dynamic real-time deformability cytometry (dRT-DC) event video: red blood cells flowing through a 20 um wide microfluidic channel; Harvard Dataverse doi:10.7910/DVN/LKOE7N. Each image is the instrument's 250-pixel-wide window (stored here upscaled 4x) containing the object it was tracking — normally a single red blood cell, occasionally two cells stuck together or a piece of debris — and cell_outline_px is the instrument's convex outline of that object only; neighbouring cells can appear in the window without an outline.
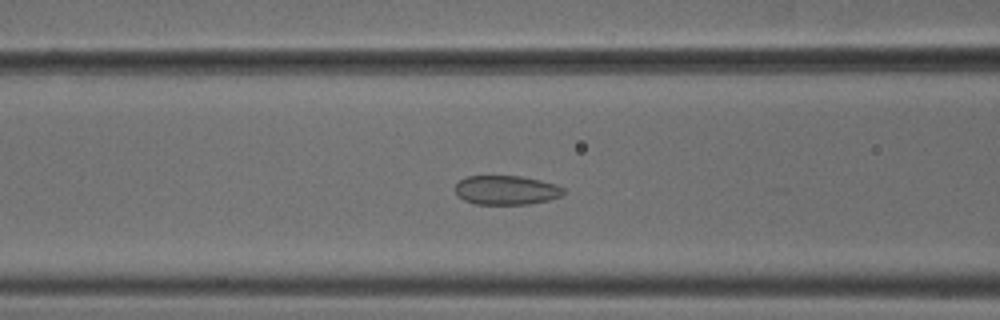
{"species": "common noctule bat (a hibernating species)", "species_latin": "Nyctalus noctula", "temperature_condition": "cold", "stored_images_in_passage": 21, "camera_frame_rate_fps": 3000, "um_per_image_px": 0.085, "animal": {"sex": "male", "body_mass_g": 18.8}, "frame": {"image": 1, "passage_image": 9, "time_ms": 2.667, "image_size_px": [1000, 320], "cell_outline_px": [[564, 192], [560, 196], [548, 200], [528, 204], [476, 204], [464, 200], [456, 192], [456, 184], [460, 180], [468, 176], [520, 176], [540, 180], [556, 184], [564, 188]], "centroid_in_image_um": [43.05, 16.16], "position_along_channel_um": 123.6, "area_um2": 18.26}}
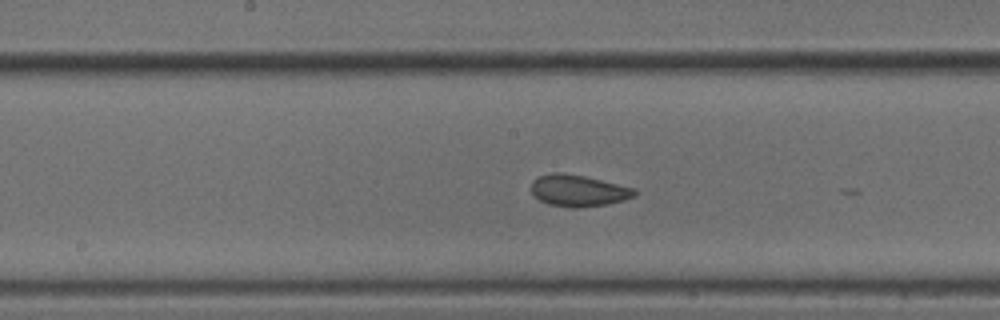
{"frame": {"image": 2, "passage_image": 15, "time_ms": 4.667, "image_size_px": [1000, 320], "cell_outline_px": [[636, 196], [624, 200], [608, 204], [576, 208], [572, 208], [548, 204], [540, 200], [532, 192], [532, 180], [540, 176], [552, 172], [564, 172], [584, 176], [636, 188]], "centroid_in_image_um": [49.18, 16.2], "position_along_channel_um": 199.0, "area_um2": 19.07}}
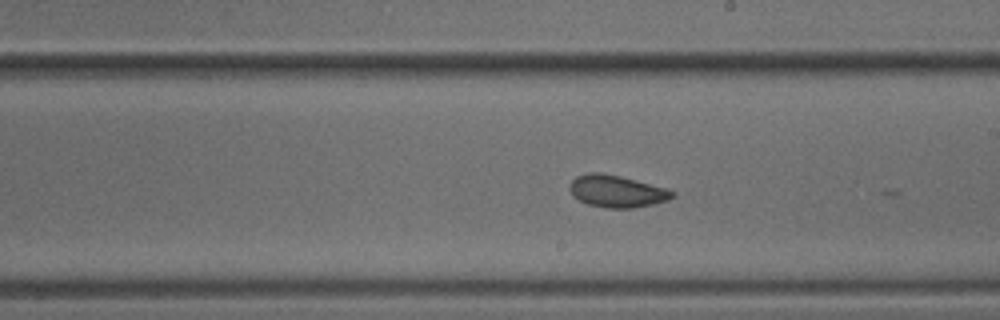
{"frame": {"image": 3, "passage_image": 18, "time_ms": 5.667, "image_size_px": [1000, 320], "cell_outline_px": [[676, 196], [668, 200], [652, 204], [632, 208], [604, 208], [588, 204], [572, 196], [568, 188], [572, 180], [576, 176], [588, 172], [600, 172], [620, 176], [636, 180], [664, 188], [676, 192]], "centroid_in_image_um": [52.4, 16.25], "position_along_channel_um": 236.6, "area_um2": 19.25}}